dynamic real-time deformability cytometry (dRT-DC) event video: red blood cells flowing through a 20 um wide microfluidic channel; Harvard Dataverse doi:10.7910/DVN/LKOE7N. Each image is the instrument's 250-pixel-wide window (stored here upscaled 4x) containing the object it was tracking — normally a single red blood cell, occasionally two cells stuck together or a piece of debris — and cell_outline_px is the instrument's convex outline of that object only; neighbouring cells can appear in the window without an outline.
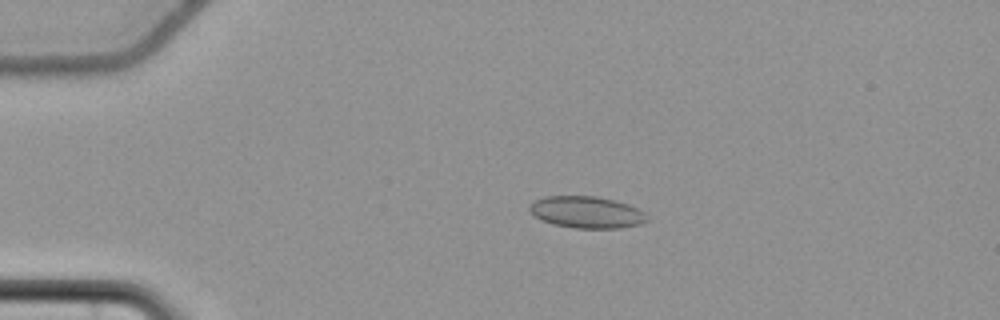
{"species": "common noctule bat (a hibernating species)", "species_latin": "Nyctalus noctula", "temperature_condition": "cold", "stored_images_in_passage": 58, "camera_frame_rate_fps": 3000, "um_per_image_px": 0.085, "animal": {"sex": "female", "body_mass_g": 22.7, "forearm_length_mm": 54.2}, "frame": {"image": 1, "passage_image": 14, "time_ms": 4.333, "image_size_px": [1000, 320], "cell_outline_px": [[648, 220], [640, 224], [620, 228], [572, 228], [552, 224], [540, 220], [528, 212], [528, 204], [544, 196], [596, 196], [628, 204], [644, 212], [648, 216]], "centroid_in_image_um": [49.81, 18.04], "position_along_channel_um": 35.2, "area_um2": 21.96}}
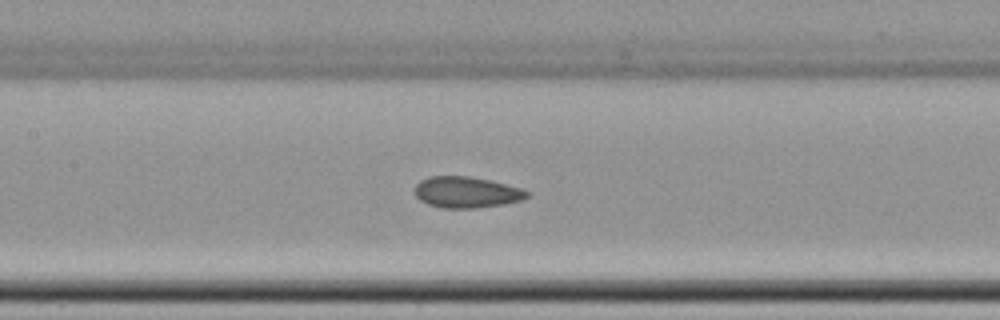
{"frame": {"image": 2, "passage_image": 29, "time_ms": 9.333, "image_size_px": [1000, 320], "cell_outline_px": [[532, 192], [524, 200], [504, 204], [476, 208], [440, 208], [428, 204], [420, 200], [416, 196], [416, 184], [420, 180], [428, 176], [468, 176], [488, 180], [520, 188]], "centroid_in_image_um": [39.66, 16.35], "position_along_channel_um": 167.7, "area_um2": 20.4}}
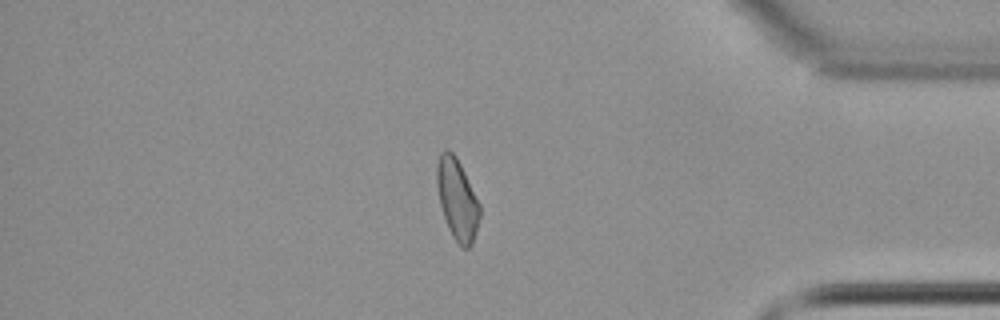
{"frame": {"image": 3, "passage_image": 50, "time_ms": 16.333, "image_size_px": [1000, 320], "cell_outline_px": [[480, 216], [472, 244], [468, 248], [460, 248], [452, 236], [448, 228], [440, 204], [436, 184], [436, 164], [440, 152], [444, 148], [448, 148], [456, 156], [480, 204]], "centroid_in_image_um": [38.84, 16.93], "position_along_channel_um": 396.4, "area_um2": 20.35}, "authors_computed_cell_mechanics": {"area_um2": 20.6635, "velocity_mm_per_s": 3.6664, "shape_relaxation_time_tau1_ms": null, "shape_relaxation_time_tau2_ms": 3.4482, "deformation_change_tau1": null, "deformation_change_tau2": 0.0877}}